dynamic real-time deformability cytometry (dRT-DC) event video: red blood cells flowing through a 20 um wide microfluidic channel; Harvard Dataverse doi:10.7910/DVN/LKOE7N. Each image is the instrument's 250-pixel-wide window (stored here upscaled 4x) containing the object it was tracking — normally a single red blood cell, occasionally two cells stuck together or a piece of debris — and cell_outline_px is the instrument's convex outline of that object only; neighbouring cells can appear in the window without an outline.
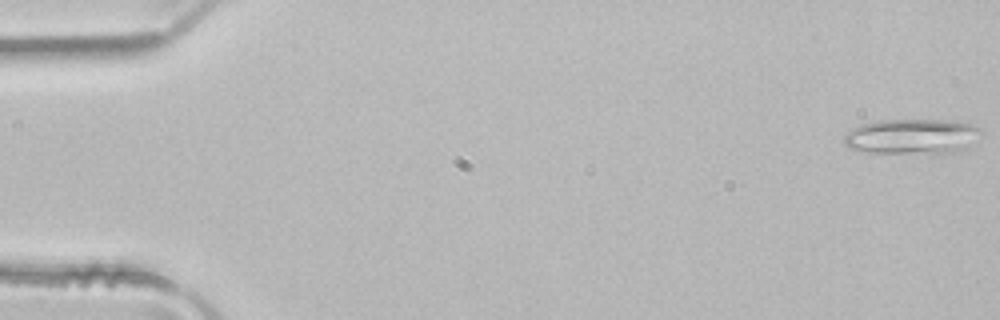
{"species": "common noctule bat (a hibernating species)", "species_latin": "Nyctalus noctula", "temperature_condition": "room temperature", "stored_images_in_passage": 4, "camera_frame_rate_fps": 3000, "um_per_image_px": 0.085, "animal": {"sex": "male", "body_mass_g": 21.5, "forearm_length_mm": 52.0}, "frame": {"image": 1, "passage_image": 1, "time_ms": 0.0, "image_size_px": [1000, 320], "cell_outline_px": [[984, 132], [964, 148], [940, 156], [868, 152], [848, 148], [844, 144], [844, 136], [852, 128], [860, 124], [880, 120], [968, 120], [980, 128]], "centroid_in_image_um": [77.57, 11.62], "position_along_channel_um": 7.4, "area_um2": 29.25}}